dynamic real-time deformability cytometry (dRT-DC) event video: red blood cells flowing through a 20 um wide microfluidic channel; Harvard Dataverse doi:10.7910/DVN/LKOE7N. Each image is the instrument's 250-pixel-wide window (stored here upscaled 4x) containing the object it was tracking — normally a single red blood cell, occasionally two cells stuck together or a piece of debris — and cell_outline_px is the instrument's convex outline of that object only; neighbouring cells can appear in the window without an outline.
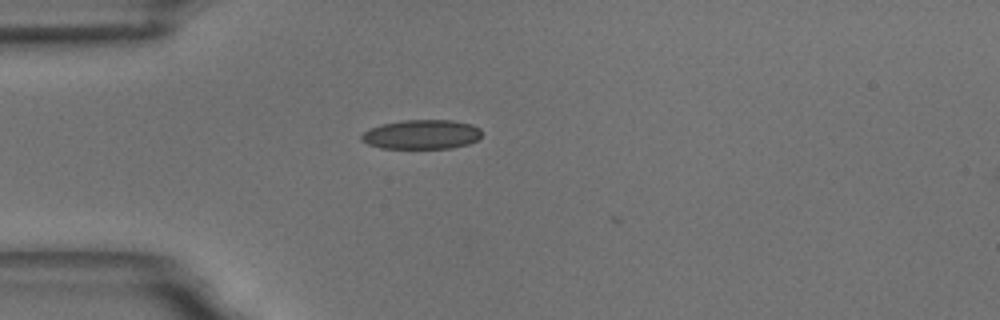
{"species": "common noctule bat (a hibernating species)", "species_latin": "Nyctalus noctula", "temperature_condition": "room temperature", "stored_images_in_passage": 3, "camera_frame_rate_fps": 3000, "um_per_image_px": 0.085, "animal": {"sex": "male", "body_mass_g": 18.8}, "frame": {"image": 1, "passage_image": 1, "time_ms": 0.0, "image_size_px": [1000, 320], "cell_outline_px": [[480, 136], [476, 140], [468, 144], [452, 148], [380, 148], [368, 144], [360, 140], [360, 136], [364, 132], [380, 124], [400, 120], [452, 120], [472, 124], [480, 128]], "centroid_in_image_um": [35.82, 11.42], "position_along_channel_um": 49.2, "area_um2": 20.63}}